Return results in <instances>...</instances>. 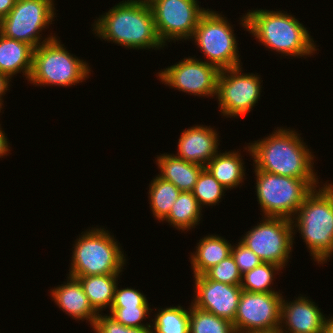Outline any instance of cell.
<instances>
[{
  "mask_svg": "<svg viewBox=\"0 0 333 333\" xmlns=\"http://www.w3.org/2000/svg\"><path fill=\"white\" fill-rule=\"evenodd\" d=\"M100 39L128 49H163L151 6L146 0H123L93 23Z\"/></svg>",
  "mask_w": 333,
  "mask_h": 333,
  "instance_id": "cell-1",
  "label": "cell"
},
{
  "mask_svg": "<svg viewBox=\"0 0 333 333\" xmlns=\"http://www.w3.org/2000/svg\"><path fill=\"white\" fill-rule=\"evenodd\" d=\"M300 136L293 129L277 127L268 137L248 143L244 148L256 170L298 179H318L313 166L315 156Z\"/></svg>",
  "mask_w": 333,
  "mask_h": 333,
  "instance_id": "cell-2",
  "label": "cell"
},
{
  "mask_svg": "<svg viewBox=\"0 0 333 333\" xmlns=\"http://www.w3.org/2000/svg\"><path fill=\"white\" fill-rule=\"evenodd\" d=\"M240 22L258 42L281 56L309 57L318 50L309 30L285 11L252 9Z\"/></svg>",
  "mask_w": 333,
  "mask_h": 333,
  "instance_id": "cell-3",
  "label": "cell"
},
{
  "mask_svg": "<svg viewBox=\"0 0 333 333\" xmlns=\"http://www.w3.org/2000/svg\"><path fill=\"white\" fill-rule=\"evenodd\" d=\"M323 185L306 196L292 219L293 230L299 231L318 264L329 262L333 255V184Z\"/></svg>",
  "mask_w": 333,
  "mask_h": 333,
  "instance_id": "cell-4",
  "label": "cell"
},
{
  "mask_svg": "<svg viewBox=\"0 0 333 333\" xmlns=\"http://www.w3.org/2000/svg\"><path fill=\"white\" fill-rule=\"evenodd\" d=\"M73 244L69 274L72 277L120 274L126 255L120 243L105 228L92 227L82 232Z\"/></svg>",
  "mask_w": 333,
  "mask_h": 333,
  "instance_id": "cell-5",
  "label": "cell"
},
{
  "mask_svg": "<svg viewBox=\"0 0 333 333\" xmlns=\"http://www.w3.org/2000/svg\"><path fill=\"white\" fill-rule=\"evenodd\" d=\"M61 43L55 37L34 49L32 72L28 82L44 87H70L87 80L91 74L89 64L69 53Z\"/></svg>",
  "mask_w": 333,
  "mask_h": 333,
  "instance_id": "cell-6",
  "label": "cell"
},
{
  "mask_svg": "<svg viewBox=\"0 0 333 333\" xmlns=\"http://www.w3.org/2000/svg\"><path fill=\"white\" fill-rule=\"evenodd\" d=\"M256 196L263 216L292 220L306 196L316 187L318 179H298L253 169Z\"/></svg>",
  "mask_w": 333,
  "mask_h": 333,
  "instance_id": "cell-7",
  "label": "cell"
},
{
  "mask_svg": "<svg viewBox=\"0 0 333 333\" xmlns=\"http://www.w3.org/2000/svg\"><path fill=\"white\" fill-rule=\"evenodd\" d=\"M191 39L207 57L206 62L220 70L242 66L233 25L221 13L208 8Z\"/></svg>",
  "mask_w": 333,
  "mask_h": 333,
  "instance_id": "cell-8",
  "label": "cell"
},
{
  "mask_svg": "<svg viewBox=\"0 0 333 333\" xmlns=\"http://www.w3.org/2000/svg\"><path fill=\"white\" fill-rule=\"evenodd\" d=\"M54 0H17L7 16L0 20V33L7 38L27 43L34 48L55 38L42 40V30L56 17Z\"/></svg>",
  "mask_w": 333,
  "mask_h": 333,
  "instance_id": "cell-9",
  "label": "cell"
},
{
  "mask_svg": "<svg viewBox=\"0 0 333 333\" xmlns=\"http://www.w3.org/2000/svg\"><path fill=\"white\" fill-rule=\"evenodd\" d=\"M262 218L264 219L246 232L239 241L263 262L274 263L285 268L291 257L290 252L293 250L295 237L292 220L268 216Z\"/></svg>",
  "mask_w": 333,
  "mask_h": 333,
  "instance_id": "cell-10",
  "label": "cell"
},
{
  "mask_svg": "<svg viewBox=\"0 0 333 333\" xmlns=\"http://www.w3.org/2000/svg\"><path fill=\"white\" fill-rule=\"evenodd\" d=\"M242 66L222 69L217 80L216 98L220 113L229 118L245 116L261 96V77L242 73Z\"/></svg>",
  "mask_w": 333,
  "mask_h": 333,
  "instance_id": "cell-11",
  "label": "cell"
},
{
  "mask_svg": "<svg viewBox=\"0 0 333 333\" xmlns=\"http://www.w3.org/2000/svg\"><path fill=\"white\" fill-rule=\"evenodd\" d=\"M162 43L189 41L201 16L208 10L197 0H147ZM167 41V42H166Z\"/></svg>",
  "mask_w": 333,
  "mask_h": 333,
  "instance_id": "cell-12",
  "label": "cell"
},
{
  "mask_svg": "<svg viewBox=\"0 0 333 333\" xmlns=\"http://www.w3.org/2000/svg\"><path fill=\"white\" fill-rule=\"evenodd\" d=\"M194 57L183 58L175 65L158 72V79L170 88L194 96H216L220 69L206 60Z\"/></svg>",
  "mask_w": 333,
  "mask_h": 333,
  "instance_id": "cell-13",
  "label": "cell"
},
{
  "mask_svg": "<svg viewBox=\"0 0 333 333\" xmlns=\"http://www.w3.org/2000/svg\"><path fill=\"white\" fill-rule=\"evenodd\" d=\"M282 298L281 293L242 290L232 323L236 333L280 330Z\"/></svg>",
  "mask_w": 333,
  "mask_h": 333,
  "instance_id": "cell-14",
  "label": "cell"
},
{
  "mask_svg": "<svg viewBox=\"0 0 333 333\" xmlns=\"http://www.w3.org/2000/svg\"><path fill=\"white\" fill-rule=\"evenodd\" d=\"M195 307L213 313L233 323L242 294L240 285H228L208 279L205 275L194 276ZM195 297V298H194Z\"/></svg>",
  "mask_w": 333,
  "mask_h": 333,
  "instance_id": "cell-15",
  "label": "cell"
},
{
  "mask_svg": "<svg viewBox=\"0 0 333 333\" xmlns=\"http://www.w3.org/2000/svg\"><path fill=\"white\" fill-rule=\"evenodd\" d=\"M315 304L304 295L292 302L282 298L280 333H322L327 318Z\"/></svg>",
  "mask_w": 333,
  "mask_h": 333,
  "instance_id": "cell-16",
  "label": "cell"
},
{
  "mask_svg": "<svg viewBox=\"0 0 333 333\" xmlns=\"http://www.w3.org/2000/svg\"><path fill=\"white\" fill-rule=\"evenodd\" d=\"M219 136L212 127L199 125L184 129L178 139V153L174 156L203 167L219 152Z\"/></svg>",
  "mask_w": 333,
  "mask_h": 333,
  "instance_id": "cell-17",
  "label": "cell"
},
{
  "mask_svg": "<svg viewBox=\"0 0 333 333\" xmlns=\"http://www.w3.org/2000/svg\"><path fill=\"white\" fill-rule=\"evenodd\" d=\"M56 305L74 320H87L91 327L96 323L99 313L92 307L80 281L68 275L67 283L50 289Z\"/></svg>",
  "mask_w": 333,
  "mask_h": 333,
  "instance_id": "cell-18",
  "label": "cell"
},
{
  "mask_svg": "<svg viewBox=\"0 0 333 333\" xmlns=\"http://www.w3.org/2000/svg\"><path fill=\"white\" fill-rule=\"evenodd\" d=\"M156 158V164L160 169L157 176L173 183L180 191L192 192L201 171L205 168L170 153L157 155Z\"/></svg>",
  "mask_w": 333,
  "mask_h": 333,
  "instance_id": "cell-19",
  "label": "cell"
},
{
  "mask_svg": "<svg viewBox=\"0 0 333 333\" xmlns=\"http://www.w3.org/2000/svg\"><path fill=\"white\" fill-rule=\"evenodd\" d=\"M34 49L27 43L7 38L0 33V73L11 79L13 75L22 72L29 80Z\"/></svg>",
  "mask_w": 333,
  "mask_h": 333,
  "instance_id": "cell-20",
  "label": "cell"
},
{
  "mask_svg": "<svg viewBox=\"0 0 333 333\" xmlns=\"http://www.w3.org/2000/svg\"><path fill=\"white\" fill-rule=\"evenodd\" d=\"M232 244L222 236L206 235L199 240L196 251L191 254L190 261L193 275H204L210 268L231 255Z\"/></svg>",
  "mask_w": 333,
  "mask_h": 333,
  "instance_id": "cell-21",
  "label": "cell"
},
{
  "mask_svg": "<svg viewBox=\"0 0 333 333\" xmlns=\"http://www.w3.org/2000/svg\"><path fill=\"white\" fill-rule=\"evenodd\" d=\"M220 152V153H219ZM205 166L213 177L227 190L244 182L245 167L239 151H219Z\"/></svg>",
  "mask_w": 333,
  "mask_h": 333,
  "instance_id": "cell-22",
  "label": "cell"
},
{
  "mask_svg": "<svg viewBox=\"0 0 333 333\" xmlns=\"http://www.w3.org/2000/svg\"><path fill=\"white\" fill-rule=\"evenodd\" d=\"M120 275L122 274L77 277L90 304L98 313L107 309V307L110 310Z\"/></svg>",
  "mask_w": 333,
  "mask_h": 333,
  "instance_id": "cell-23",
  "label": "cell"
},
{
  "mask_svg": "<svg viewBox=\"0 0 333 333\" xmlns=\"http://www.w3.org/2000/svg\"><path fill=\"white\" fill-rule=\"evenodd\" d=\"M201 217L202 208L193 193L181 191L163 222H168L178 230L189 231L200 224Z\"/></svg>",
  "mask_w": 333,
  "mask_h": 333,
  "instance_id": "cell-24",
  "label": "cell"
},
{
  "mask_svg": "<svg viewBox=\"0 0 333 333\" xmlns=\"http://www.w3.org/2000/svg\"><path fill=\"white\" fill-rule=\"evenodd\" d=\"M148 198L150 209L156 220L163 221L169 214L181 191L171 182L159 176L150 181Z\"/></svg>",
  "mask_w": 333,
  "mask_h": 333,
  "instance_id": "cell-25",
  "label": "cell"
},
{
  "mask_svg": "<svg viewBox=\"0 0 333 333\" xmlns=\"http://www.w3.org/2000/svg\"><path fill=\"white\" fill-rule=\"evenodd\" d=\"M155 318L151 320L152 333H189V314L188 309L181 305L170 306L157 309Z\"/></svg>",
  "mask_w": 333,
  "mask_h": 333,
  "instance_id": "cell-26",
  "label": "cell"
},
{
  "mask_svg": "<svg viewBox=\"0 0 333 333\" xmlns=\"http://www.w3.org/2000/svg\"><path fill=\"white\" fill-rule=\"evenodd\" d=\"M282 267L270 262H262L250 271L242 275L241 288L248 292H261V293H280V291L273 290V279ZM272 283V285H271Z\"/></svg>",
  "mask_w": 333,
  "mask_h": 333,
  "instance_id": "cell-27",
  "label": "cell"
},
{
  "mask_svg": "<svg viewBox=\"0 0 333 333\" xmlns=\"http://www.w3.org/2000/svg\"><path fill=\"white\" fill-rule=\"evenodd\" d=\"M189 333H236V331L232 322L201 310L191 303Z\"/></svg>",
  "mask_w": 333,
  "mask_h": 333,
  "instance_id": "cell-28",
  "label": "cell"
},
{
  "mask_svg": "<svg viewBox=\"0 0 333 333\" xmlns=\"http://www.w3.org/2000/svg\"><path fill=\"white\" fill-rule=\"evenodd\" d=\"M225 190L227 191V189L204 168L198 177L192 193L202 208L203 206H215L220 203L222 196H225Z\"/></svg>",
  "mask_w": 333,
  "mask_h": 333,
  "instance_id": "cell-29",
  "label": "cell"
},
{
  "mask_svg": "<svg viewBox=\"0 0 333 333\" xmlns=\"http://www.w3.org/2000/svg\"><path fill=\"white\" fill-rule=\"evenodd\" d=\"M150 310L153 311L150 307H111L109 316L126 327L151 328V323H141L149 317Z\"/></svg>",
  "mask_w": 333,
  "mask_h": 333,
  "instance_id": "cell-30",
  "label": "cell"
},
{
  "mask_svg": "<svg viewBox=\"0 0 333 333\" xmlns=\"http://www.w3.org/2000/svg\"><path fill=\"white\" fill-rule=\"evenodd\" d=\"M208 279L228 285H241L242 274L232 255L210 268L205 274Z\"/></svg>",
  "mask_w": 333,
  "mask_h": 333,
  "instance_id": "cell-31",
  "label": "cell"
},
{
  "mask_svg": "<svg viewBox=\"0 0 333 333\" xmlns=\"http://www.w3.org/2000/svg\"><path fill=\"white\" fill-rule=\"evenodd\" d=\"M111 307H149L146 295L135 288L115 289L114 300Z\"/></svg>",
  "mask_w": 333,
  "mask_h": 333,
  "instance_id": "cell-32",
  "label": "cell"
},
{
  "mask_svg": "<svg viewBox=\"0 0 333 333\" xmlns=\"http://www.w3.org/2000/svg\"><path fill=\"white\" fill-rule=\"evenodd\" d=\"M95 333H152L151 328H130L116 322L108 314L97 316L96 323L92 327Z\"/></svg>",
  "mask_w": 333,
  "mask_h": 333,
  "instance_id": "cell-33",
  "label": "cell"
},
{
  "mask_svg": "<svg viewBox=\"0 0 333 333\" xmlns=\"http://www.w3.org/2000/svg\"><path fill=\"white\" fill-rule=\"evenodd\" d=\"M231 255L242 275L256 266H259L263 262L253 251L248 249L240 241H238L236 246H232Z\"/></svg>",
  "mask_w": 333,
  "mask_h": 333,
  "instance_id": "cell-34",
  "label": "cell"
},
{
  "mask_svg": "<svg viewBox=\"0 0 333 333\" xmlns=\"http://www.w3.org/2000/svg\"><path fill=\"white\" fill-rule=\"evenodd\" d=\"M1 125L2 124H0V158L4 157L5 155L7 156L11 148L9 142L7 141L8 138L5 135V132L2 131Z\"/></svg>",
  "mask_w": 333,
  "mask_h": 333,
  "instance_id": "cell-35",
  "label": "cell"
},
{
  "mask_svg": "<svg viewBox=\"0 0 333 333\" xmlns=\"http://www.w3.org/2000/svg\"><path fill=\"white\" fill-rule=\"evenodd\" d=\"M12 79H10L8 76H6L5 74L0 73V102L3 104L4 100L3 96L6 94V92L9 90V86L10 85V81Z\"/></svg>",
  "mask_w": 333,
  "mask_h": 333,
  "instance_id": "cell-36",
  "label": "cell"
},
{
  "mask_svg": "<svg viewBox=\"0 0 333 333\" xmlns=\"http://www.w3.org/2000/svg\"><path fill=\"white\" fill-rule=\"evenodd\" d=\"M17 0H0V20L7 16Z\"/></svg>",
  "mask_w": 333,
  "mask_h": 333,
  "instance_id": "cell-37",
  "label": "cell"
},
{
  "mask_svg": "<svg viewBox=\"0 0 333 333\" xmlns=\"http://www.w3.org/2000/svg\"><path fill=\"white\" fill-rule=\"evenodd\" d=\"M322 333H333V316L327 319Z\"/></svg>",
  "mask_w": 333,
  "mask_h": 333,
  "instance_id": "cell-38",
  "label": "cell"
},
{
  "mask_svg": "<svg viewBox=\"0 0 333 333\" xmlns=\"http://www.w3.org/2000/svg\"><path fill=\"white\" fill-rule=\"evenodd\" d=\"M246 333H280V330H270V331H253V332H246Z\"/></svg>",
  "mask_w": 333,
  "mask_h": 333,
  "instance_id": "cell-39",
  "label": "cell"
},
{
  "mask_svg": "<svg viewBox=\"0 0 333 333\" xmlns=\"http://www.w3.org/2000/svg\"><path fill=\"white\" fill-rule=\"evenodd\" d=\"M3 105H4V104H2V103L0 102V112H1V109H3V108H2Z\"/></svg>",
  "mask_w": 333,
  "mask_h": 333,
  "instance_id": "cell-40",
  "label": "cell"
}]
</instances>
